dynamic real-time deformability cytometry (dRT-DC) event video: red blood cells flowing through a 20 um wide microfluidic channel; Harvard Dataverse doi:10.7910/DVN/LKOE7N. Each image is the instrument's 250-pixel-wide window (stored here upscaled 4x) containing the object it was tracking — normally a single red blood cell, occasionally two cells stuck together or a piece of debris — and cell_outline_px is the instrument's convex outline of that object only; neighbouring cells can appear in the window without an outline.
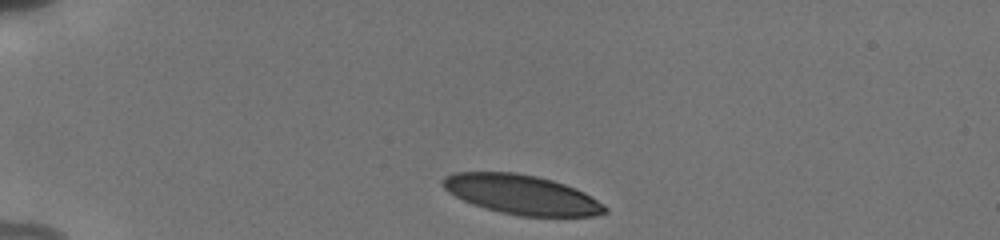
{"species": "human", "species_latin": "Homo sapiens", "temperature_condition": "cold", "stored_images_in_passage": 43, "camera_frame_rate_fps": 3000, "um_per_image_px": 0.085, "donor": {"sex": "male"}, "frame": {"image": 1, "passage_image": 1, "time_ms": 0.0, "image_size_px": [1000, 240], "cell_outline_px": [[608, 212], [592, 216], [520, 216], [500, 212], [472, 204], [448, 192], [440, 184], [444, 176], [452, 172], [516, 172], [536, 176], [552, 180], [576, 188], [584, 192], [604, 204], [608, 208]], "centroid_in_image_um": [44.33, 16.53], "position_along_channel_um": 40.7, "area_um2": 37.34}}
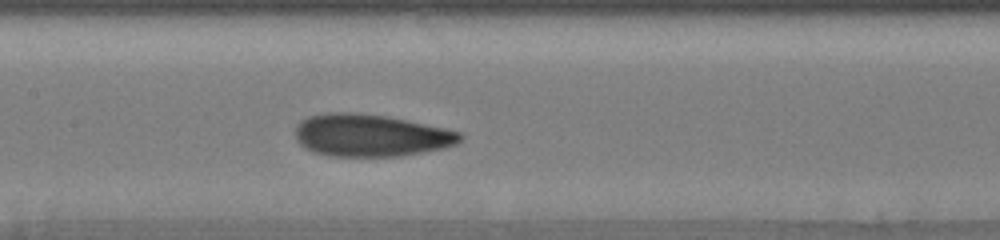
{"frame": {"image": 2, "passage_image": 17, "time_ms": 5.0, "image_size_px": [1000, 240], "cell_outline_px": [[464, 136], [456, 144], [444, 148], [400, 156], [328, 156], [312, 152], [304, 148], [296, 140], [296, 124], [300, 120], [308, 116], [324, 112], [352, 112], [388, 116], [444, 128], [460, 132]], "centroid_in_image_um": [31.46, 11.5], "position_along_channel_um": 175.9, "area_um2": 40.92}}
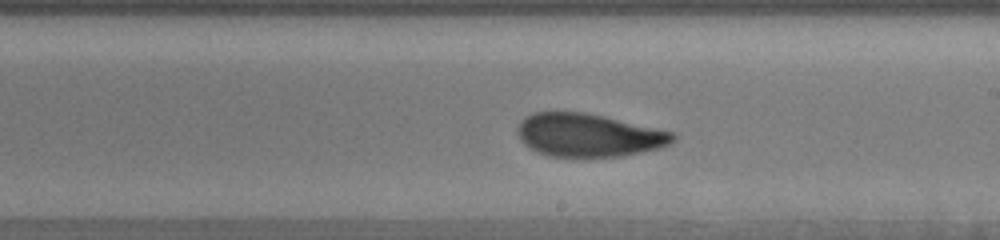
{"frame": {"image": 3, "passage_image": 22, "time_ms": 6.667, "image_size_px": [1000, 240], "cell_outline_px": [[676, 140], [660, 148], [620, 156], [552, 156], [536, 152], [524, 144], [520, 140], [516, 132], [516, 128], [520, 120], [524, 116], [532, 112], [584, 112], [604, 116], [656, 128], [672, 132], [676, 136]], "centroid_in_image_um": [49.97, 11.47], "position_along_channel_um": 239.0, "area_um2": 39.02}, "authors_computed_cell_mechanics": {"area_um2": 39.015, "velocity_mm_per_s": 3.813, "shape_relaxation_time_tau1_ms": 3.7286, "shape_relaxation_time_tau2_ms": 1.3375, "deformation_change_tau1": 0.1576, "deformation_change_tau2": 0.0774}}